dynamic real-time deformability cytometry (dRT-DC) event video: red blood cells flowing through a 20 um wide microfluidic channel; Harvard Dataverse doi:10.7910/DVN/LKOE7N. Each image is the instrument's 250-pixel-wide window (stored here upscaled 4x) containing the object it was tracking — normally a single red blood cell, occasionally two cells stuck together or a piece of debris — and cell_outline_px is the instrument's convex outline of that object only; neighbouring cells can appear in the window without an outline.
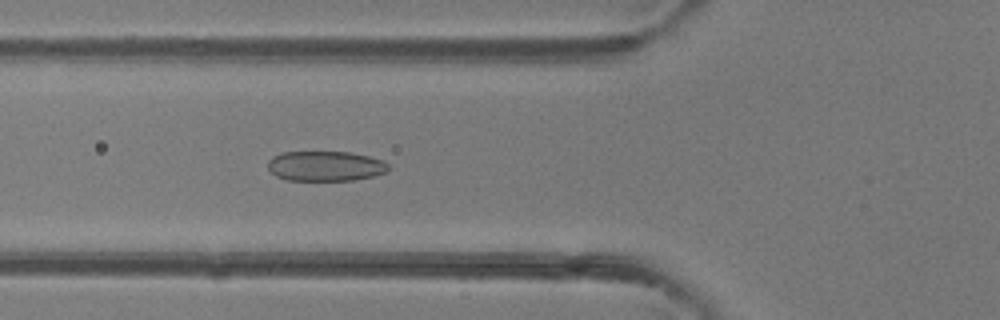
{"species": "common noctule bat (a hibernating species)", "species_latin": "Nyctalus noctula", "temperature_condition": "room temperature", "stored_images_in_passage": 48, "camera_frame_rate_fps": 3000, "um_per_image_px": 0.085, "animal": {"sex": "female"}, "frame": {"image": 1, "passage_image": 17, "time_ms": 5.333, "image_size_px": [1000, 320], "cell_outline_px": [[388, 168], [384, 172], [372, 176], [352, 180], [288, 180], [276, 176], [268, 168], [268, 160], [272, 156], [280, 152], [348, 152], [368, 156], [380, 160], [388, 164]], "centroid_in_image_um": [27.6, 14.11], "position_along_channel_um": 98.2, "area_um2": 20.87}}
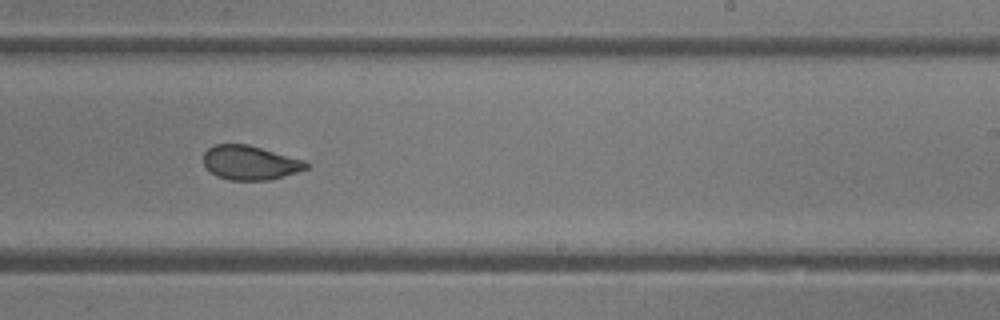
{"frame": {"image": 2, "passage_image": 29, "time_ms": 9.333, "image_size_px": [1000, 320], "cell_outline_px": [[308, 168], [296, 172], [268, 180], [228, 180], [216, 176], [204, 164], [204, 152], [212, 144], [248, 144], [304, 160], [308, 164]], "centroid_in_image_um": [21.23, 13.82], "position_along_channel_um": 267.8, "area_um2": 20.35}}
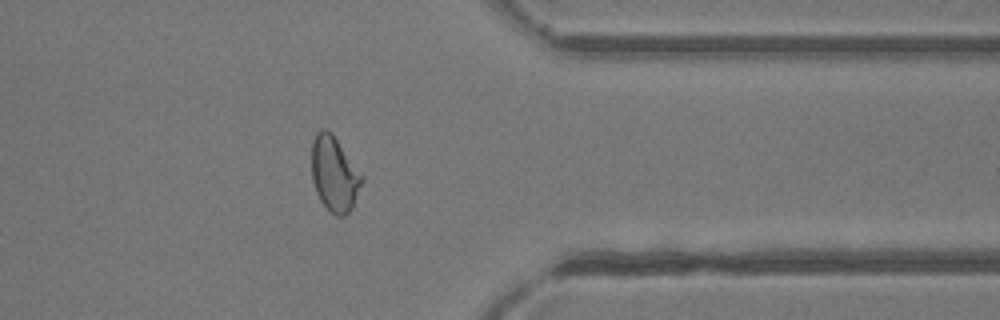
{"frame": {"image": 3, "passage_image": 38, "time_ms": 12.333, "image_size_px": [1000, 320], "cell_outline_px": [[364, 180], [352, 208], [344, 216], [336, 216], [320, 200], [316, 192], [312, 180], [312, 140], [316, 132], [320, 128], [328, 128], [332, 132], [364, 176]], "centroid_in_image_um": [28.43, 14.74], "position_along_channel_um": 383.0, "area_um2": 22.2}, "authors_computed_cell_mechanics": {"area_um2": 22.5131, "velocity_mm_per_s": 4.2363, "shape_relaxation_time_tau1_ms": 5.8723, "shape_relaxation_time_tau2_ms": 0.923, "deformation_change_tau1": 0.1507, "deformation_change_tau2": 0.0594}}